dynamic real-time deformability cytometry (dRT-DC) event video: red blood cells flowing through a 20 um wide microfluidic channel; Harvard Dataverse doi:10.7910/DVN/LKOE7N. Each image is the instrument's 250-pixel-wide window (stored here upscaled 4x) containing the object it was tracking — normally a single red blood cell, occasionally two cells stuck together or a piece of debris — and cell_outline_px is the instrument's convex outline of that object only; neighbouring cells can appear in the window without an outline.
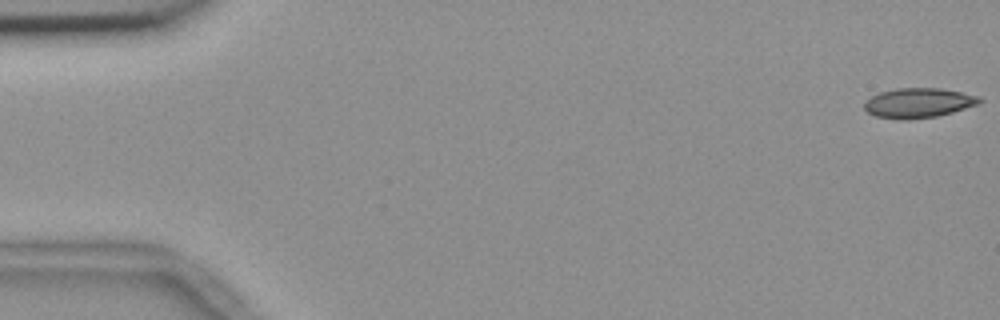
{"species": "common noctule bat (a hibernating species)", "species_latin": "Nyctalus noctula", "temperature_condition": "room temperature", "stored_images_in_passage": 55, "camera_frame_rate_fps": 3000, "um_per_image_px": 0.085, "animal": {"sex": "female", "body_mass_g": 18.4}, "frame": {"image": 1, "passage_image": 1, "time_ms": 0.0, "image_size_px": [1000, 320], "cell_outline_px": [[984, 100], [980, 104], [952, 112], [936, 116], [908, 120], [900, 120], [876, 116], [868, 112], [864, 108], [864, 100], [880, 92], [896, 88], [940, 88], [980, 96]], "centroid_in_image_um": [78.07, 8.75], "position_along_channel_um": 6.9, "area_um2": 20.11}}
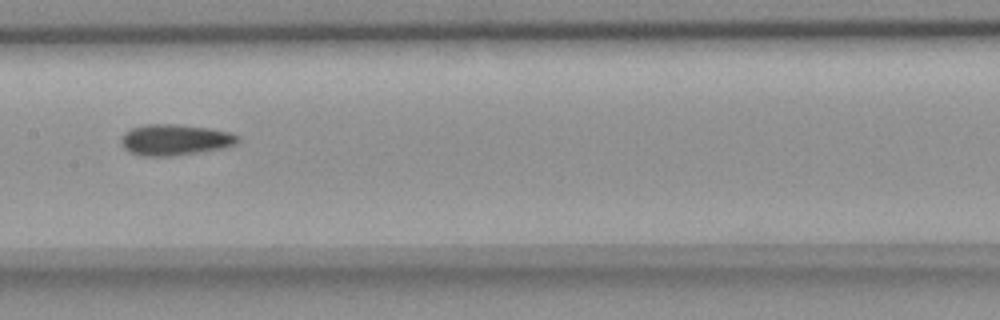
{"frame": {"image": 2, "passage_image": 28, "time_ms": 9.0, "image_size_px": [1000, 320], "cell_outline_px": [[240, 140], [236, 144], [228, 148], [172, 156], [144, 156], [128, 152], [120, 144], [120, 140], [124, 132], [132, 128], [144, 124], [176, 124], [208, 128], [228, 132], [240, 136]], "centroid_in_image_um": [14.87, 11.89], "position_along_channel_um": 192.5, "area_um2": 21.39}}
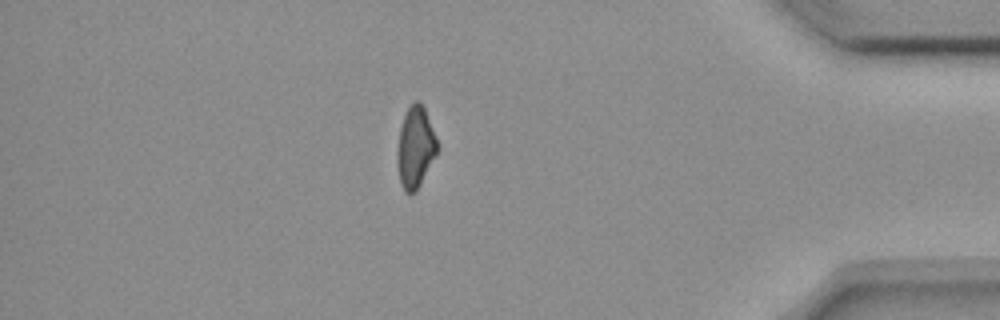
{"frame": {"image": 3, "passage_image": 48, "time_ms": 15.667, "image_size_px": [1000, 320], "cell_outline_px": [[440, 148], [416, 192], [408, 196], [404, 192], [400, 184], [396, 160], [396, 152], [400, 128], [404, 116], [408, 108], [416, 100], [420, 100], [424, 108], [440, 144]], "centroid_in_image_um": [35.31, 12.57], "position_along_channel_um": 399.9, "area_um2": 19.42}, "authors_computed_cell_mechanics": {"area_um2": 20.4034, "velocity_mm_per_s": 3.6811, "shape_relaxation_time_tau1_ms": null, "shape_relaxation_time_tau2_ms": 9.7344, "deformation_change_tau1": null, "deformation_change_tau2": 0.155}}